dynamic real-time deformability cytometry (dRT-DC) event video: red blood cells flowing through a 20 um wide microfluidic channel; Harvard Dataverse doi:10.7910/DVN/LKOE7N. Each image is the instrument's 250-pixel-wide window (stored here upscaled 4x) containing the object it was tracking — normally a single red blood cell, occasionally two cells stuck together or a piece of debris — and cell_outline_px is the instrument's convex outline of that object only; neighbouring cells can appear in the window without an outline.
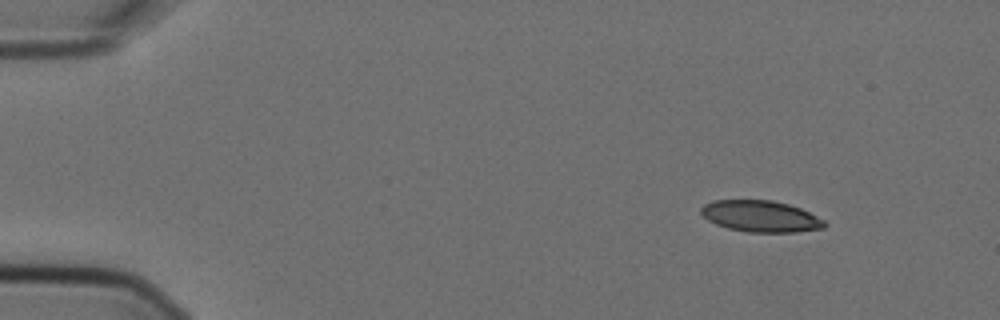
{"species": "Egyptian fruit bat (a non-hibernating species)", "species_latin": "Rousettus aegyptiacus", "temperature_condition": "cold", "stored_images_in_passage": 4, "camera_frame_rate_fps": 3000, "um_per_image_px": 0.085, "animal": {"sex": "female"}, "frame": {"image": 1, "passage_image": 1, "time_ms": 0.0, "image_size_px": [1000, 320], "cell_outline_px": [[828, 224], [824, 228], [796, 232], [748, 232], [728, 228], [716, 224], [708, 220], [700, 212], [700, 208], [704, 204], [712, 200], [772, 200], [788, 204], [800, 208], [824, 220]], "centroid_in_image_um": [64.65, 18.38], "position_along_channel_um": 20.4, "area_um2": 22.6}}
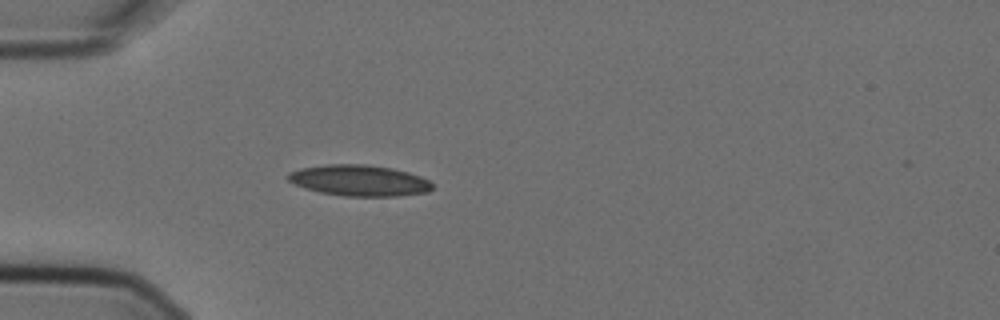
{"frame": {"image": 2, "passage_image": 4, "time_ms": 1.0, "image_size_px": [1000, 320], "cell_outline_px": [[432, 188], [428, 192], [396, 196], [344, 196], [320, 192], [304, 188], [288, 180], [284, 176], [288, 172], [300, 168], [324, 164], [364, 164], [392, 168], [408, 172], [420, 176], [428, 180], [432, 184]], "centroid_in_image_um": [30.49, 15.33], "position_along_channel_um": 54.5, "area_um2": 26.18}}